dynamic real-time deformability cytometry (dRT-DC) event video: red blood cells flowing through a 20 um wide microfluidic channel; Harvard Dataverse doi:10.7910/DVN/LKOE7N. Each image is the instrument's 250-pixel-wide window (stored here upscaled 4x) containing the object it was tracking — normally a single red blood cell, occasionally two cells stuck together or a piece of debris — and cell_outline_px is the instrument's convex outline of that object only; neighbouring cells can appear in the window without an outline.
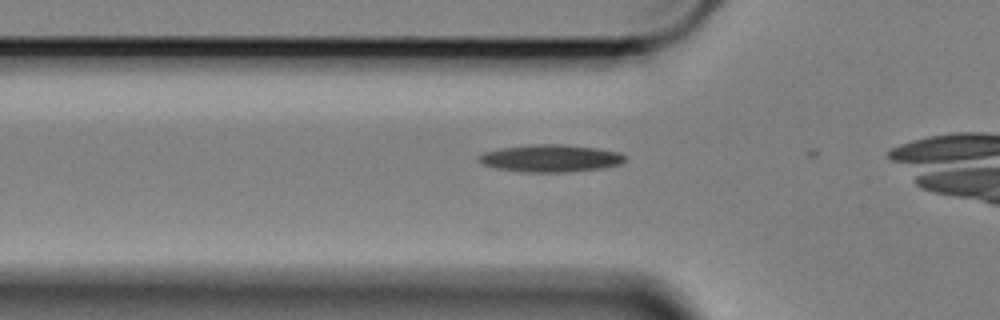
{"species": "Egyptian fruit bat (a non-hibernating species)", "species_latin": "Rousettus aegyptiacus", "temperature_condition": "cold", "stored_images_in_passage": 4, "camera_frame_rate_fps": 3000, "um_per_image_px": 0.085, "animal": {"sex": "female"}, "frame": {"image": 1, "passage_image": 3, "time_ms": 0.667, "image_size_px": [1000, 320], "cell_outline_px": [[624, 160], [620, 164], [600, 168], [564, 172], [528, 172], [496, 168], [484, 164], [476, 156], [484, 152], [504, 148], [532, 144], [564, 144], [596, 148], [620, 152], [624, 156]], "centroid_in_image_um": [46.8, 13.44], "position_along_channel_um": 79.0, "area_um2": 22.95}}